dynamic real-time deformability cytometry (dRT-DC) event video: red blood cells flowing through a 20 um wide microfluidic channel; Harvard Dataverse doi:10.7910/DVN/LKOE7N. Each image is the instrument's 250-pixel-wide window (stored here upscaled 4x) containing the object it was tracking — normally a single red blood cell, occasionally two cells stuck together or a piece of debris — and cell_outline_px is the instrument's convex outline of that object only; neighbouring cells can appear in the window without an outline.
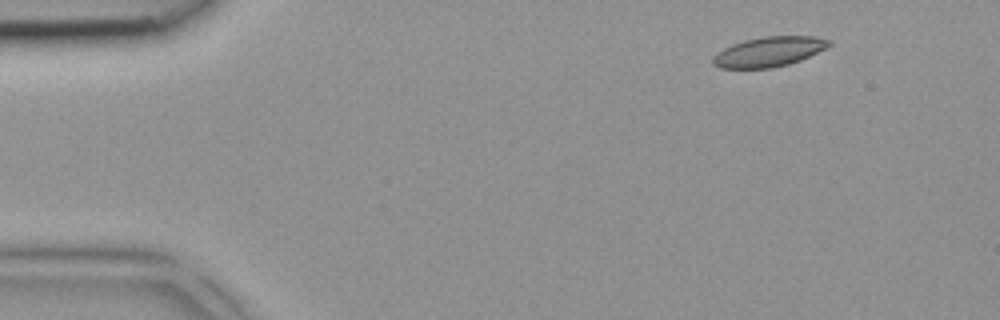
{"species": "common noctule bat (a hibernating species)", "species_latin": "Nyctalus noctula", "temperature_condition": "room temperature", "stored_images_in_passage": 6, "camera_frame_rate_fps": 3000, "um_per_image_px": 0.085, "animal": {"sex": "female", "body_mass_g": 18.4}, "frame": {"image": 1, "passage_image": 6, "time_ms": 1.667, "image_size_px": [1000, 320], "cell_outline_px": [[832, 44], [800, 60], [788, 64], [772, 68], [720, 68], [712, 64], [712, 56], [716, 52], [732, 44], [744, 40], [764, 36], [816, 36], [832, 40]], "centroid_in_image_um": [65.32, 4.39], "position_along_channel_um": 19.7, "area_um2": 20.23}}